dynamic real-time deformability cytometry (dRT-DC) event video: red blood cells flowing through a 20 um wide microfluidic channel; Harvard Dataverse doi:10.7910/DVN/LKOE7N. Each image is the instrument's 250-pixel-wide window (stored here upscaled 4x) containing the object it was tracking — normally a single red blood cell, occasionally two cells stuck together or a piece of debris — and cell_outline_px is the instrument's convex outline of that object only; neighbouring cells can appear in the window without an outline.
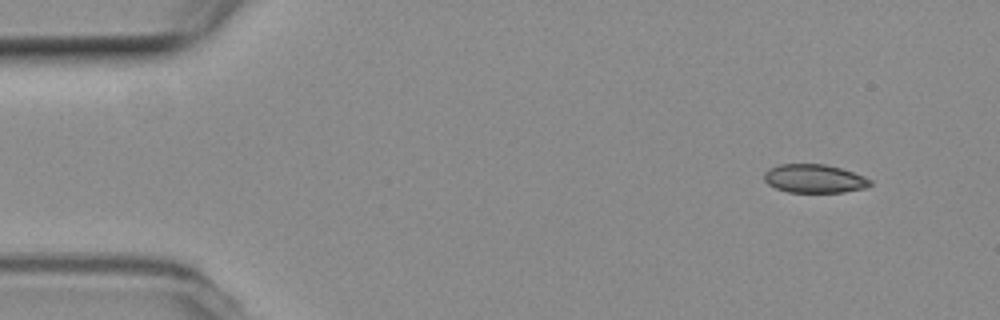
{"species": "common noctule bat (a hibernating species)", "species_latin": "Nyctalus noctula", "temperature_condition": "room temperature", "stored_images_in_passage": 50, "camera_frame_rate_fps": 3000, "um_per_image_px": 0.085, "animal": {"sex": "female", "body_mass_g": 19.3, "forearm_length_mm": 54.1}, "frame": {"image": 1, "passage_image": 1, "time_ms": 0.0, "image_size_px": [1000, 320], "cell_outline_px": [[872, 184], [864, 188], [844, 192], [788, 192], [776, 188], [768, 184], [764, 180], [764, 172], [768, 168], [780, 164], [824, 164], [840, 168], [864, 176], [872, 180]], "centroid_in_image_um": [69.2, 15.18], "position_along_channel_um": 15.8, "area_um2": 17.63}}
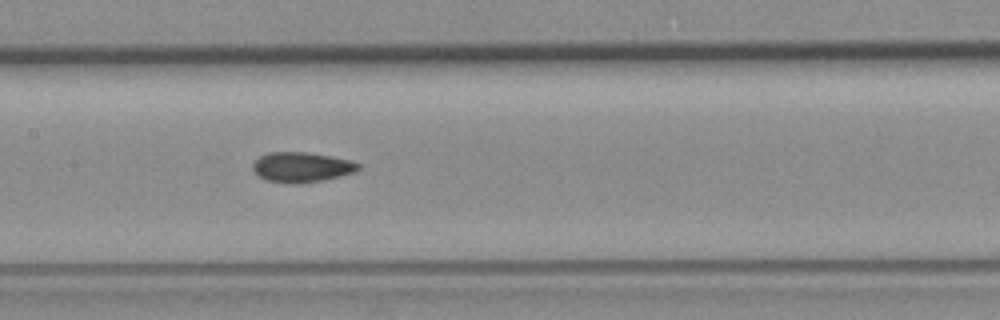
{"frame": {"image": 2, "passage_image": 22, "time_ms": 7.0, "image_size_px": [1000, 320], "cell_outline_px": [[360, 168], [356, 172], [340, 176], [300, 184], [296, 184], [268, 180], [260, 176], [252, 168], [252, 164], [260, 156], [268, 152], [304, 152], [352, 160], [360, 164]], "centroid_in_image_um": [25.66, 14.2], "position_along_channel_um": 181.7, "area_um2": 18.26}}
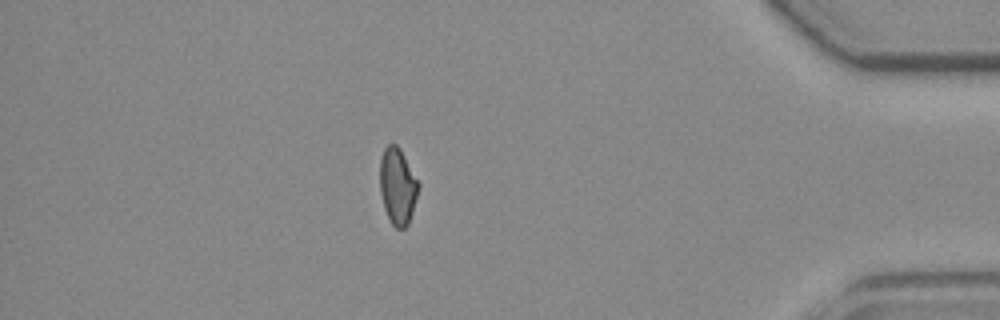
{"frame": {"image": 3, "passage_image": 43, "time_ms": 14.0, "image_size_px": [1000, 320], "cell_outline_px": [[420, 184], [412, 212], [408, 224], [404, 228], [396, 228], [392, 224], [384, 208], [380, 192], [380, 160], [384, 148], [388, 144], [396, 144], [400, 148]], "centroid_in_image_um": [33.79, 15.81], "position_along_channel_um": 401.4, "area_um2": 17.05}, "authors_computed_cell_mechanics": {"area_um2": 17.9758, "velocity_mm_per_s": 3.7904, "shape_relaxation_time_tau1_ms": null, "shape_relaxation_time_tau2_ms": 6.6563, "deformation_change_tau1": null, "deformation_change_tau2": 0.0993}}